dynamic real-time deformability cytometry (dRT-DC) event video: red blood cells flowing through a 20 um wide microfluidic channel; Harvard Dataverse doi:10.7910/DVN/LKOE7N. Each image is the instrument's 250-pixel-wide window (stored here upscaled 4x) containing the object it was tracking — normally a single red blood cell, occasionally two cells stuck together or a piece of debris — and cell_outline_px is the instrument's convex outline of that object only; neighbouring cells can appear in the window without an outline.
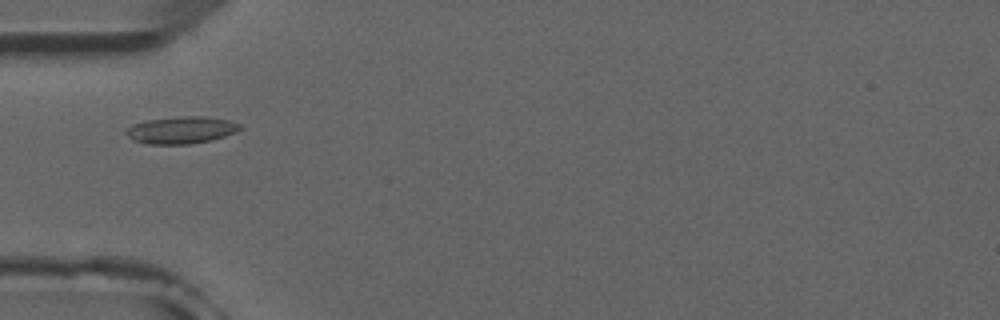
{"species": "common noctule bat (a hibernating species)", "species_latin": "Nyctalus noctula", "temperature_condition": "room temperature", "stored_images_in_passage": 1, "camera_frame_rate_fps": 3000, "um_per_image_px": 0.085, "animal": {"sex": "male", "forearm_length_mm": 52.5}, "frame": {"image": 1, "passage_image": 1, "time_ms": 0.0, "image_size_px": [1000, 320], "cell_outline_px": [[240, 128], [236, 132], [212, 140], [188, 144], [148, 144], [132, 140], [124, 132], [132, 124], [148, 120], [180, 116], [204, 116], [228, 120], [240, 124]], "centroid_in_image_um": [15.38, 11.05], "position_along_channel_um": 69.6, "area_um2": 17.92}}